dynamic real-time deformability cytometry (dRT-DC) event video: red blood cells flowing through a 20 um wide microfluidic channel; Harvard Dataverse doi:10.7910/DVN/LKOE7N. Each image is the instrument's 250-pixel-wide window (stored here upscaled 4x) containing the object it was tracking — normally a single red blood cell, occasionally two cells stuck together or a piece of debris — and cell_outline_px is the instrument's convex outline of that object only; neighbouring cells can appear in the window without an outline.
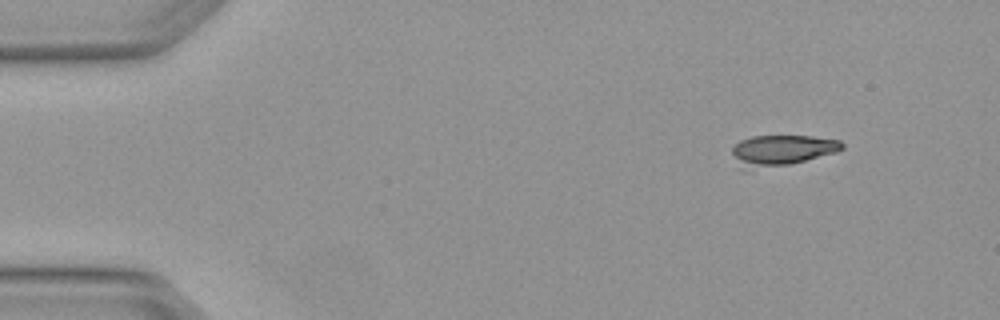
{"species": "Egyptian fruit bat (a non-hibernating species)", "species_latin": "Rousettus aegyptiacus", "temperature_condition": "warm", "stored_images_in_passage": 4, "camera_frame_rate_fps": 3000, "um_per_image_px": 0.085, "animal": {"sex": "female"}, "frame": {"image": 1, "passage_image": 1, "time_ms": 0.0, "image_size_px": [1000, 320], "cell_outline_px": [[844, 148], [836, 152], [788, 164], [760, 164], [744, 160], [736, 156], [732, 152], [732, 148], [740, 140], [752, 136], [812, 136], [840, 140], [844, 144]], "centroid_in_image_um": [66.68, 12.64], "position_along_channel_um": 18.3, "area_um2": 17.69}}
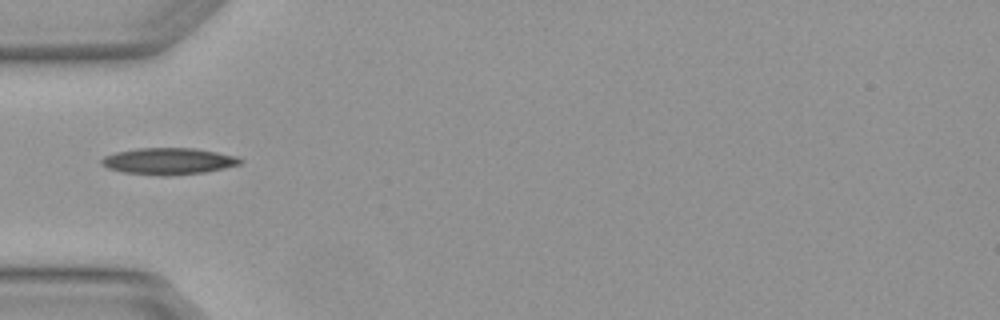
{"frame": {"image": 2, "passage_image": 4, "time_ms": 1.0, "image_size_px": [1000, 320], "cell_outline_px": [[244, 160], [240, 164], [224, 168], [204, 172], [168, 176], [160, 176], [124, 172], [108, 168], [100, 164], [100, 160], [104, 156], [116, 152], [136, 148], [192, 148], [216, 152], [236, 156]], "centroid_in_image_um": [14.3, 13.7], "position_along_channel_um": 70.7, "area_um2": 21.5}}